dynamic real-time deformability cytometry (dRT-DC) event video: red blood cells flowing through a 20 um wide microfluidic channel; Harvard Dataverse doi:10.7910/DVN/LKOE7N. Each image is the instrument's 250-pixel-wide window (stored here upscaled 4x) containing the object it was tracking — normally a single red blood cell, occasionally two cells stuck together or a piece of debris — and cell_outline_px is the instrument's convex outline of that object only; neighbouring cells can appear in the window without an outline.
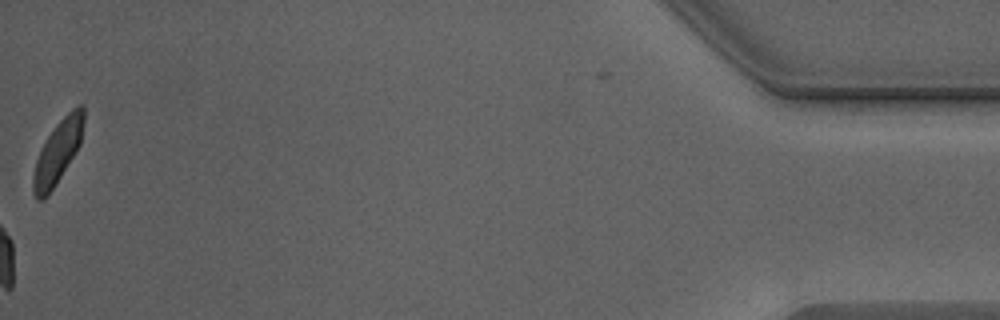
{"species": "Egyptian fruit bat (a non-hibernating species)", "species_latin": "Rousettus aegyptiacus", "temperature_condition": "warm", "stored_images_in_passage": 38, "camera_frame_rate_fps": 3000, "um_per_image_px": 0.085, "animal": {"sex": "male"}, "frame": {"image": 1, "passage_image": 38, "time_ms": 12.333, "image_size_px": [1000, 320], "cell_outline_px": [[84, 124], [80, 144], [48, 196], [44, 200], [36, 200], [32, 192], [32, 176], [36, 160], [48, 136], [56, 124], [72, 108], [80, 104], [84, 104]], "centroid_in_image_um": [4.9, 12.93], "position_along_channel_um": 430.3, "area_um2": 18.38}, "authors_computed_cell_mechanics": {"area_um2": 21.1548, "velocity_mm_per_s": 4.288, "shape_relaxation_time_tau1_ms": 3.6179, "shape_relaxation_time_tau2_ms": 1.5225, "deformation_change_tau1": 0.1642, "deformation_change_tau2": 0.0859}}